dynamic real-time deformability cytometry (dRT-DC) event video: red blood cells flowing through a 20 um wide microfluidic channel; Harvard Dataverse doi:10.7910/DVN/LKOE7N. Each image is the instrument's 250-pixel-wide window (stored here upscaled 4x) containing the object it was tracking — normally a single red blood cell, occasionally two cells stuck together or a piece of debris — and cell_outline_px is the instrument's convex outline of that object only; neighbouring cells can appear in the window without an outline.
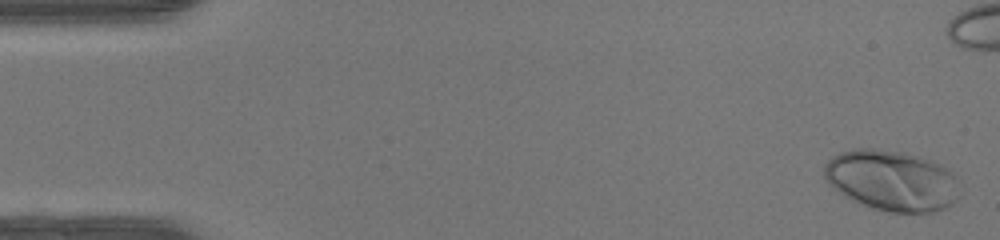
{"species": "human", "species_latin": "Homo sapiens", "temperature_condition": "warm", "stored_images_in_passage": 39, "camera_frame_rate_fps": 3000, "um_per_image_px": 0.085, "donor": {"sex": "female"}, "frame": {"image": 1, "passage_image": 1, "time_ms": 0.0, "image_size_px": [1000, 240], "cell_outline_px": [[960, 196], [952, 204], [944, 208], [932, 212], [888, 212], [872, 208], [840, 192], [824, 176], [824, 164], [832, 156], [840, 152], [856, 148], [872, 148], [900, 152], [932, 160], [940, 164], [952, 172], [960, 180]], "centroid_in_image_um": [75.87, 15.33], "position_along_channel_um": 9.1, "area_um2": 47.74}}
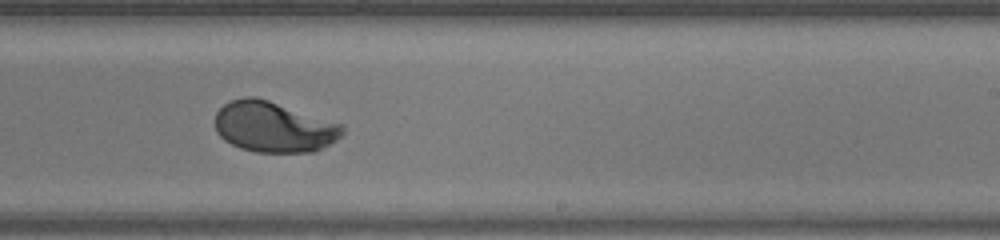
{"frame": {"image": 2, "passage_image": 29, "time_ms": 9.333, "image_size_px": [1000, 240], "cell_outline_px": [[344, 132], [336, 140], [312, 152], [256, 152], [240, 148], [224, 140], [216, 132], [216, 112], [224, 104], [232, 100], [244, 96], [256, 96], [344, 124]], "centroid_in_image_um": [23.26, 10.78], "position_along_channel_um": 265.7, "area_um2": 37.63}}
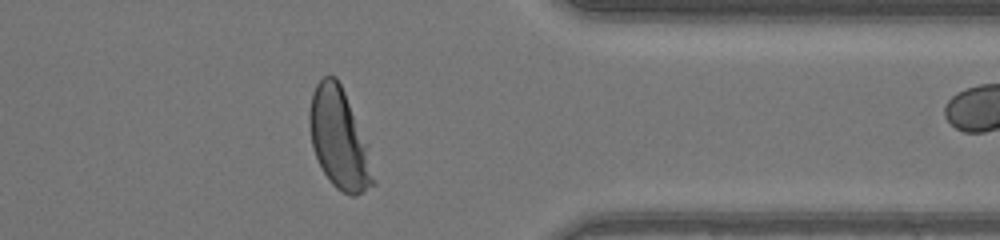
{"frame": {"image": 3, "passage_image": 38, "time_ms": 12.333, "image_size_px": [1000, 240], "cell_outline_px": [[376, 184], [356, 196], [352, 196], [336, 188], [332, 184], [324, 172], [316, 156], [312, 144], [308, 120], [308, 112], [312, 92], [316, 84], [324, 76], [336, 76], [344, 92], [368, 144], [376, 180]], "centroid_in_image_um": [28.84, 11.82], "position_along_channel_um": 382.6, "area_um2": 37.22}}